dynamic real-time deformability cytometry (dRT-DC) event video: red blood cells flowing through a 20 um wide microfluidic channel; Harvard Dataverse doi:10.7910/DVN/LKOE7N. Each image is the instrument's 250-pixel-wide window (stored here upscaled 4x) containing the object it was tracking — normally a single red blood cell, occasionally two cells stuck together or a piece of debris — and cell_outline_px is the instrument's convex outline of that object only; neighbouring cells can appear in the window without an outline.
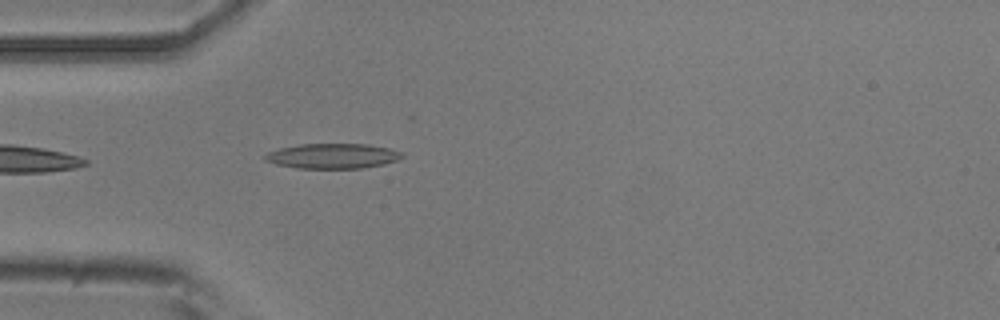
{"species": "common noctule bat (a hibernating species)", "species_latin": "Nyctalus noctula", "temperature_condition": "room temperature", "stored_images_in_passage": 1, "camera_frame_rate_fps": 3000, "um_per_image_px": 0.085, "animal": {"sex": "male", "body_mass_g": 20.5, "forearm_length_mm": 52.5}, "frame": {"image": 1, "passage_image": 1, "time_ms": 0.0, "image_size_px": [1000, 320], "cell_outline_px": [[404, 156], [396, 160], [384, 164], [360, 168], [296, 168], [276, 164], [264, 160], [264, 156], [268, 152], [280, 148], [300, 144], [368, 144], [388, 148], [404, 152]], "centroid_in_image_um": [28.28, 13.26], "position_along_channel_um": 56.7, "area_um2": 19.94}}